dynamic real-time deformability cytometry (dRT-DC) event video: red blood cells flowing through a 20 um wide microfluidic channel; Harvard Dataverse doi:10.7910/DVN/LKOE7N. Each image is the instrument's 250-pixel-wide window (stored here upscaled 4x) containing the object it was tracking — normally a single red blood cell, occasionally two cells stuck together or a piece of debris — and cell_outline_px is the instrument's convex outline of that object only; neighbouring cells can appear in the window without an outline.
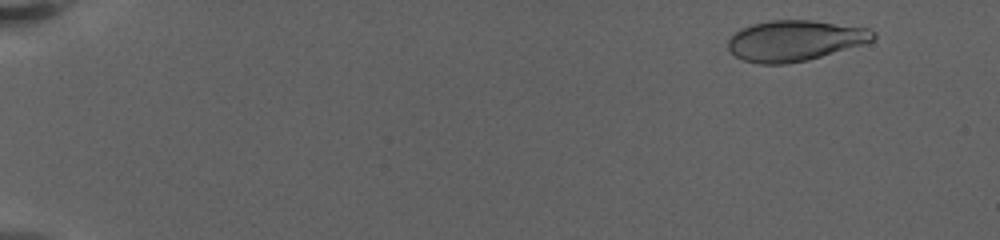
{"species": "human", "species_latin": "Homo sapiens", "temperature_condition": "warm", "stored_images_in_passage": 51, "camera_frame_rate_fps": 3000, "um_per_image_px": 0.085, "donor": {"sex": "female"}, "frame": {"image": 1, "passage_image": 5, "time_ms": 1.667, "image_size_px": [1000, 240], "cell_outline_px": [[876, 36], [872, 40], [860, 44], [808, 60], [784, 64], [760, 64], [744, 60], [736, 56], [728, 48], [728, 40], [740, 28], [752, 24], [768, 20], [812, 20], [868, 28], [876, 32]], "centroid_in_image_um": [67.53, 3.44], "position_along_channel_um": 17.5, "area_um2": 34.1}}
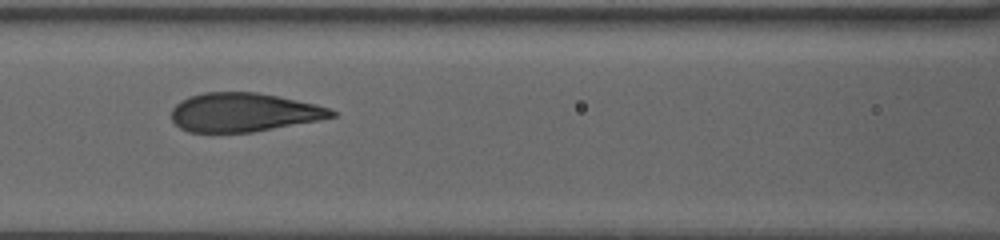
{"frame": {"image": 2, "passage_image": 25, "time_ms": 10.0, "image_size_px": [1000, 240], "cell_outline_px": [[336, 116], [320, 120], [252, 132], [188, 132], [180, 128], [172, 120], [172, 108], [180, 100], [188, 96], [204, 92], [256, 92], [316, 104], [328, 108], [336, 112]], "centroid_in_image_um": [20.69, 9.55], "position_along_channel_um": 145.9, "area_um2": 36.13}}
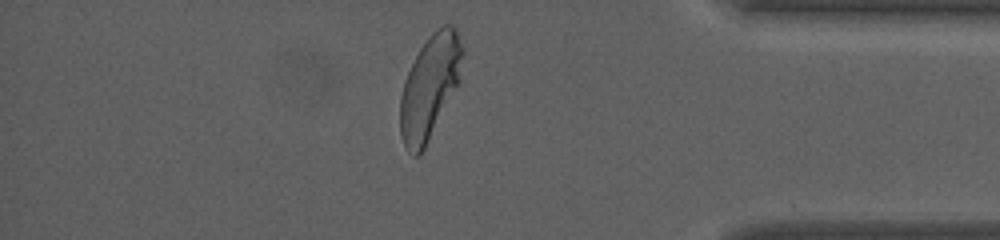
{"frame": {"image": 3, "passage_image": 45, "time_ms": 18.333, "image_size_px": [1000, 240], "cell_outline_px": [[464, 52], [460, 80], [456, 88], [420, 156], [412, 156], [408, 152], [400, 136], [400, 96], [404, 80], [420, 48], [432, 32], [436, 28], [444, 24], [452, 24], [456, 28], [464, 48]], "centroid_in_image_um": [36.54, 7.37], "position_along_channel_um": 398.7, "area_um2": 37.74}, "authors_computed_cell_mechanics": {"area_um2": 36.5296, "velocity_mm_per_s": 3.2906, "shape_relaxation_time_tau1_ms": 3.6035, "shape_relaxation_time_tau2_ms": null, "deformation_change_tau1": 0.1843, "deformation_change_tau2": null}}